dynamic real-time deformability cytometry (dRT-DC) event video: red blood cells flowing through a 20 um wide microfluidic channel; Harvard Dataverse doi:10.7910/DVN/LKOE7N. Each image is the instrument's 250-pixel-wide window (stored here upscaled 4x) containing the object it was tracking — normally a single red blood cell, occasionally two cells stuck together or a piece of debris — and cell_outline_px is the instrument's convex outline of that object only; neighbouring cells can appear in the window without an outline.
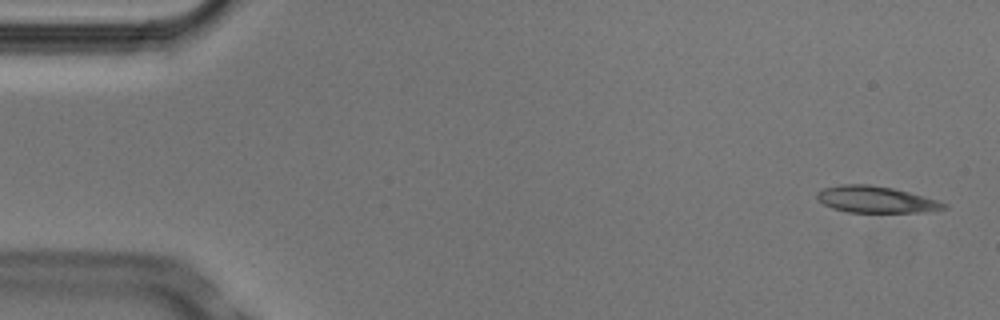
{"species": "Egyptian fruit bat (a non-hibernating species)", "species_latin": "Rousettus aegyptiacus", "temperature_condition": "cold", "stored_images_in_passage": 4, "camera_frame_rate_fps": 3000, "um_per_image_px": 0.085, "animal": {"sex": "male"}, "frame": {"image": 1, "passage_image": 1, "time_ms": 0.0, "image_size_px": [1000, 320], "cell_outline_px": [[948, 208], [924, 212], [848, 212], [832, 208], [816, 200], [816, 192], [824, 188], [840, 184], [868, 184], [892, 188], [908, 192], [936, 200], [948, 204]], "centroid_in_image_um": [74.41, 16.96], "position_along_channel_um": 10.6, "area_um2": 19.59}}
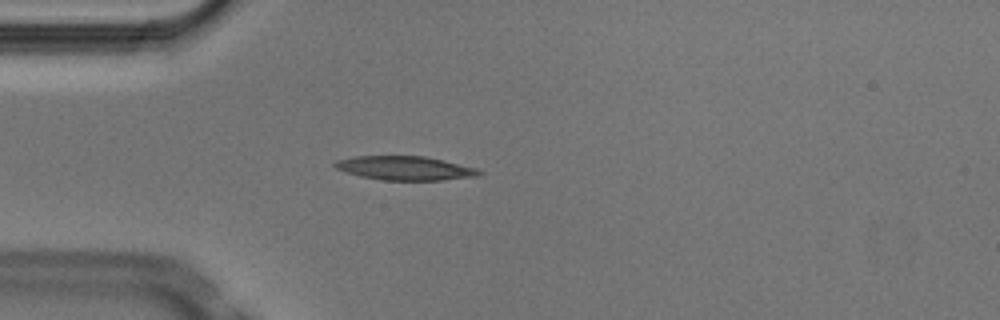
{"frame": {"image": 2, "passage_image": 4, "time_ms": 1.0, "image_size_px": [1000, 320], "cell_outline_px": [[484, 172], [476, 176], [440, 180], [380, 180], [360, 176], [336, 168], [332, 164], [336, 160], [356, 156], [424, 156], [444, 160], [476, 168]], "centroid_in_image_um": [34.41, 14.29], "position_along_channel_um": 50.6, "area_um2": 20.0}}